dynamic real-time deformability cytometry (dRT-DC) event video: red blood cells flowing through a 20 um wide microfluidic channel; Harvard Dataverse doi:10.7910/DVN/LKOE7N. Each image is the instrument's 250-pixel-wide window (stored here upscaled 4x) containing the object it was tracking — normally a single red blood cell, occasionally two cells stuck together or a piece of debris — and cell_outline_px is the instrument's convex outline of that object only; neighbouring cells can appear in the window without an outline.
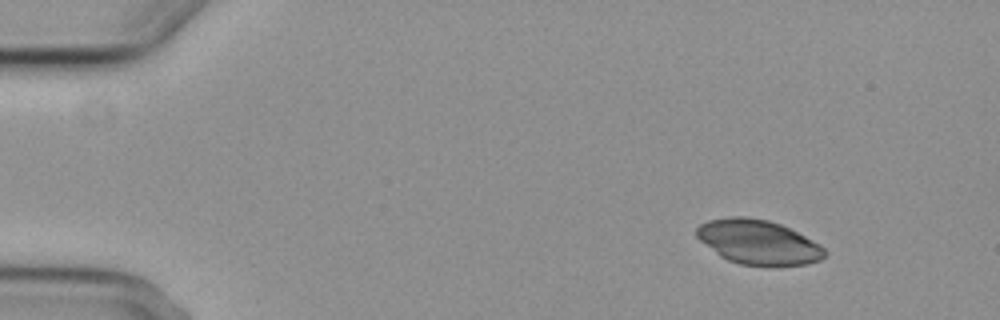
{"species": "common noctule bat (a hibernating species)", "species_latin": "Nyctalus noctula", "temperature_condition": "cold", "stored_images_in_passage": 4, "camera_frame_rate_fps": 3000, "um_per_image_px": 0.085, "animal": {"sex": "female", "body_mass_g": 29.2, "forearm_length_mm": 56.3}, "frame": {"image": 1, "passage_image": 1, "time_ms": 0.0, "image_size_px": [1000, 320], "cell_outline_px": [[828, 252], [820, 260], [808, 264], [776, 268], [740, 264], [728, 260], [720, 256], [700, 240], [696, 236], [696, 228], [700, 224], [708, 220], [728, 216], [748, 216], [768, 220], [780, 224], [820, 244]], "centroid_in_image_um": [64.47, 20.61], "position_along_channel_um": 20.5, "area_um2": 33.76}}